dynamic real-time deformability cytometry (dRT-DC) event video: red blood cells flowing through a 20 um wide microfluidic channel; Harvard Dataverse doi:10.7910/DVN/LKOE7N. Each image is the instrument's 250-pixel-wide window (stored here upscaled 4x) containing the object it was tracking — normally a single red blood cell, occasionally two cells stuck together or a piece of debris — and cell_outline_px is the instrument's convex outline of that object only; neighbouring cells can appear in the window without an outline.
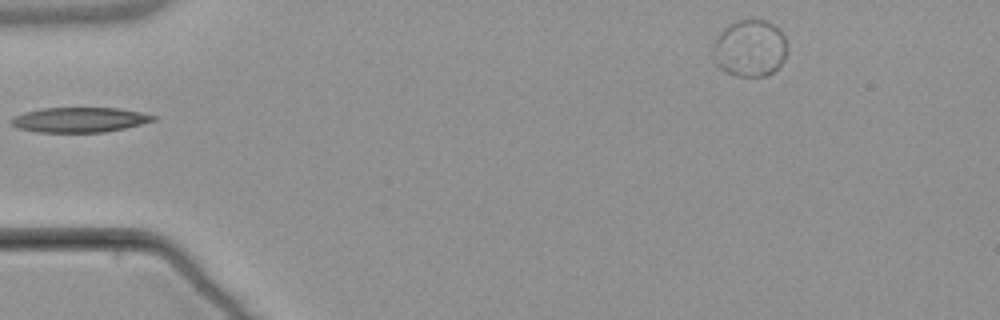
{"species": "common noctule bat (a hibernating species)", "species_latin": "Nyctalus noctula", "temperature_condition": "warm", "stored_images_in_passage": 6, "segment_of_instrument_passage": [2, 2], "camera_frame_rate_fps": 3000, "um_per_image_px": 0.085, "animal": {"sex": "male", "body_mass_g": 21.5, "forearm_length_mm": 52.0}, "frame": {"image": 1, "passage_image": 6, "time_ms": 6.0, "image_size_px": [1000, 320], "cell_outline_px": [[788, 52], [784, 60], [772, 72], [764, 76], [740, 76], [724, 72], [716, 64], [712, 52], [712, 44], [720, 32], [728, 24], [740, 20], [764, 20], [772, 24], [784, 36], [788, 48]], "centroid_in_image_um": [63.72, 4.11], "position_along_channel_um": 21.3, "area_um2": 24.68}}